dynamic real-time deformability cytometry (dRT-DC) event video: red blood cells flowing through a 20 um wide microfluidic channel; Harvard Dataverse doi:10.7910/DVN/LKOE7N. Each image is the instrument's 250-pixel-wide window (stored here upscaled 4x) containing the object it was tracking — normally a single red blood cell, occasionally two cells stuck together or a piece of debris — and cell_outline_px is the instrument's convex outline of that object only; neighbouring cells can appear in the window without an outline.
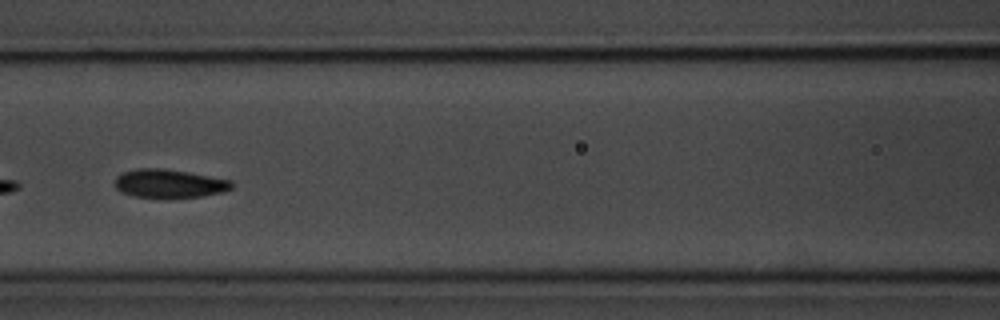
{"species": "common noctule bat (a hibernating species)", "species_latin": "Nyctalus noctula", "temperature_condition": "room temperature", "stored_images_in_passage": 8, "camera_frame_rate_fps": 3000, "um_per_image_px": 0.085, "animal": {"sex": "male", "body_mass_g": 20.1, "forearm_length_mm": 53.5}, "frame": {"image": 1, "passage_image": 6, "time_ms": 5.667, "image_size_px": [1000, 320], "cell_outline_px": [[232, 188], [224, 192], [204, 196], [132, 196], [120, 192], [116, 188], [116, 176], [124, 172], [140, 168], [164, 168], [188, 172], [232, 180]], "centroid_in_image_um": [14.4, 15.58], "position_along_channel_um": 152.2, "area_um2": 19.02}}
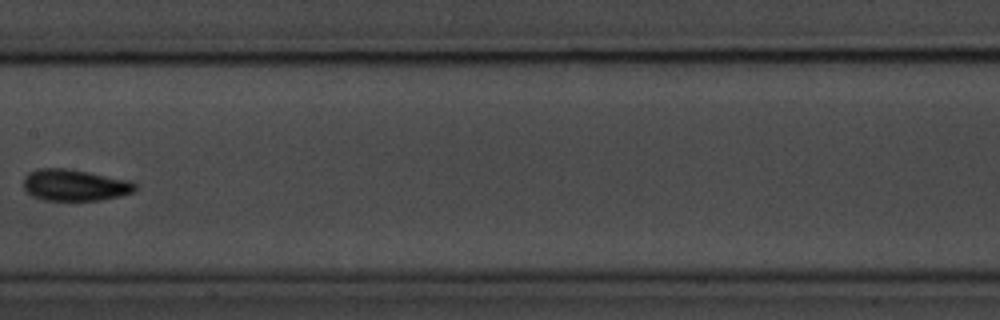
{"frame": {"image": 2, "passage_image": 7, "time_ms": 7.0, "image_size_px": [1000, 320], "cell_outline_px": [[136, 188], [132, 192], [120, 196], [100, 200], [44, 200], [32, 196], [24, 188], [24, 176], [28, 172], [36, 168], [68, 168], [132, 180], [136, 184]], "centroid_in_image_um": [6.35, 15.72], "position_along_channel_um": 201.0, "area_um2": 20.69}}
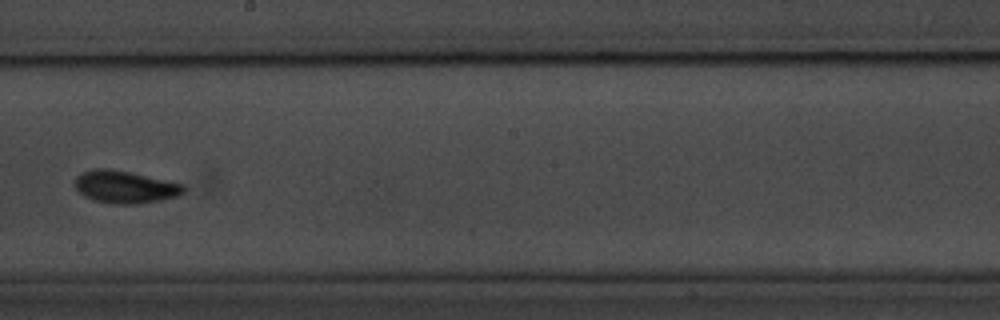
{"frame": {"image": 3, "passage_image": 8, "time_ms": 8.0, "image_size_px": [1000, 320], "cell_outline_px": [[188, 188], [180, 196], [140, 204], [112, 204], [92, 200], [84, 196], [72, 184], [76, 176], [92, 168], [108, 168], [128, 172], [184, 184]], "centroid_in_image_um": [10.62, 15.9], "position_along_channel_um": 237.6, "area_um2": 20.81}}